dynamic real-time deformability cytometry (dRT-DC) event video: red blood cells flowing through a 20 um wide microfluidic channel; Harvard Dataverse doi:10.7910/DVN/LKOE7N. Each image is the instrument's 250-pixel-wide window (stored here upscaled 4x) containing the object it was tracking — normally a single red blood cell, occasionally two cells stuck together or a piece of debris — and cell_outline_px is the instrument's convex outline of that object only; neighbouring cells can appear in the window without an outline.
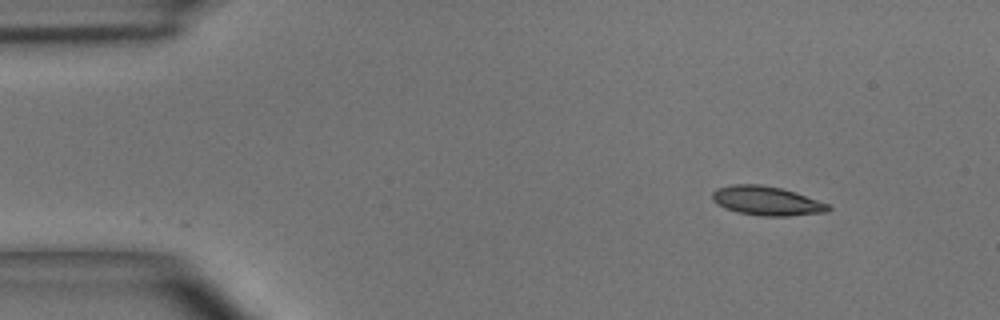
{"species": "common noctule bat (a hibernating species)", "species_latin": "Nyctalus noctula", "temperature_condition": "room temperature", "stored_images_in_passage": 45, "camera_frame_rate_fps": 3000, "um_per_image_px": 0.085, "animal": {"sex": "male", "body_mass_g": 15.6}, "frame": {"image": 1, "passage_image": 1, "time_ms": 0.0, "image_size_px": [1000, 320], "cell_outline_px": [[832, 208], [828, 212], [788, 216], [760, 216], [736, 212], [724, 208], [712, 200], [712, 192], [716, 188], [732, 184], [760, 184], [780, 188], [828, 204]], "centroid_in_image_um": [65.11, 17.08], "position_along_channel_um": 19.9, "area_um2": 19.59}}
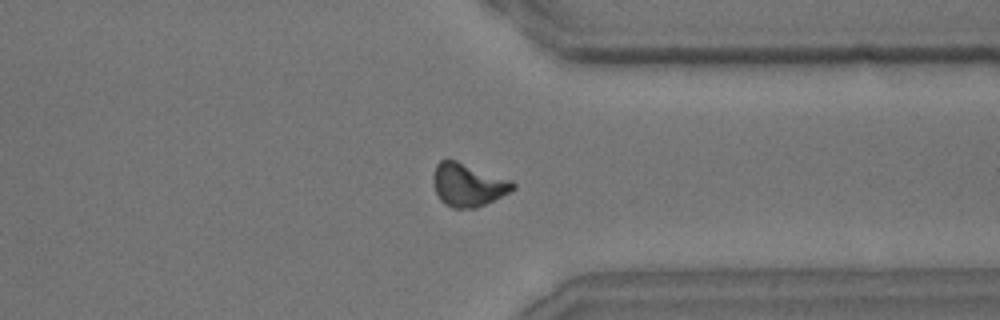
{"frame": {"image": 2, "passage_image": 34, "time_ms": 11.0, "image_size_px": [1000, 320], "cell_outline_px": [[516, 188], [476, 208], [452, 208], [444, 204], [440, 200], [436, 192], [432, 180], [436, 164], [440, 160], [456, 160], [512, 180], [516, 184]], "centroid_in_image_um": [39.76, 15.7], "position_along_channel_um": 371.6, "area_um2": 19.88}}
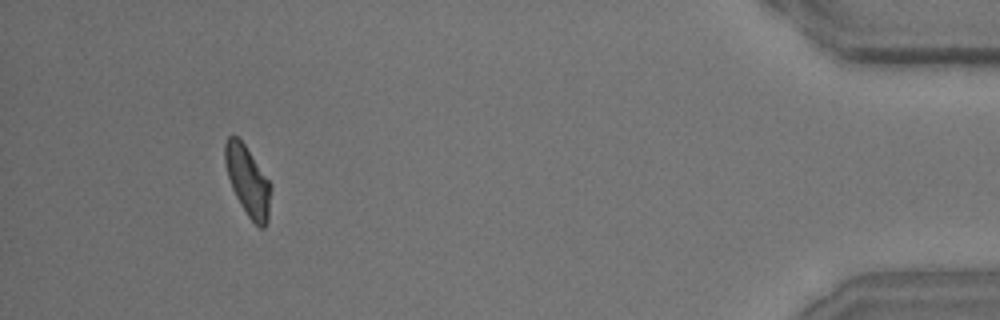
{"frame": {"image": 3, "passage_image": 42, "time_ms": 13.667, "image_size_px": [1000, 320], "cell_outline_px": [[272, 188], [268, 220], [264, 228], [260, 228], [248, 216], [240, 204], [232, 188], [228, 176], [224, 160], [224, 144], [228, 136], [236, 136], [244, 144], [268, 180]], "centroid_in_image_um": [21.06, 15.4], "position_along_channel_um": 414.1, "area_um2": 18.38}, "authors_computed_cell_mechanics": {"area_um2": 19.4208, "velocity_mm_per_s": 3.9578, "shape_relaxation_time_tau1_ms": 6.3945, "shape_relaxation_time_tau2_ms": 1.507, "deformation_change_tau1": 0.1801, "deformation_change_tau2": 0.0779}}